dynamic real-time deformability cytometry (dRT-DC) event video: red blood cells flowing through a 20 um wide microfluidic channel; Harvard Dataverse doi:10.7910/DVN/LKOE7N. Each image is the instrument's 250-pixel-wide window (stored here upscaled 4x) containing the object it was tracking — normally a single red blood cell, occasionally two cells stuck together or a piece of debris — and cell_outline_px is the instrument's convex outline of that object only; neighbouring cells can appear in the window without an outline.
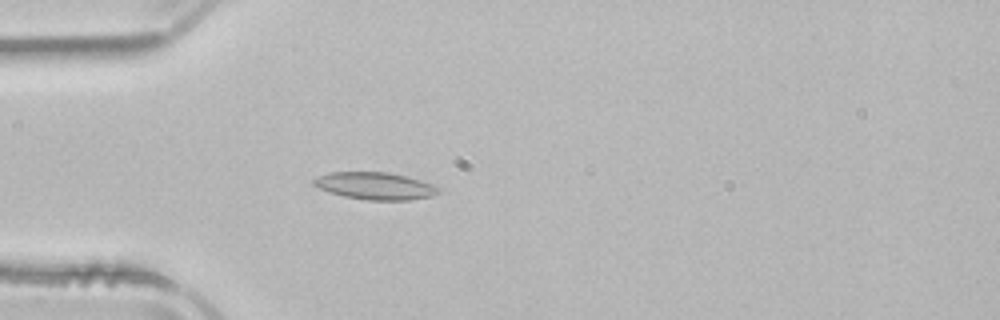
{"species": "common noctule bat (a hibernating species)", "species_latin": "Nyctalus noctula", "temperature_condition": "room temperature", "stored_images_in_passage": 51, "camera_frame_rate_fps": 3000, "um_per_image_px": 0.085, "animal": {"sex": "male", "body_mass_g": 21.5, "forearm_length_mm": 52.0}, "frame": {"image": 1, "passage_image": 14, "time_ms": 4.333, "image_size_px": [1000, 320], "cell_outline_px": [[440, 192], [432, 196], [408, 200], [368, 200], [344, 196], [320, 188], [312, 184], [312, 180], [320, 176], [332, 172], [388, 172], [408, 176], [432, 184]], "centroid_in_image_um": [31.9, 15.8], "position_along_channel_um": 53.1, "area_um2": 19.54}}
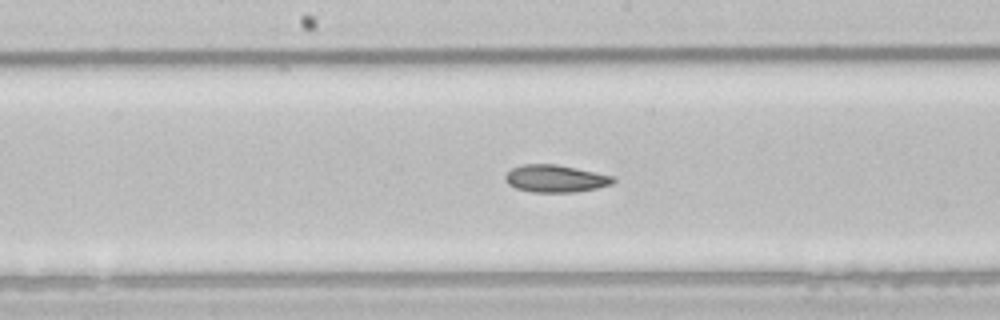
{"frame": {"image": 2, "passage_image": 26, "time_ms": 8.333, "image_size_px": [1000, 320], "cell_outline_px": [[616, 180], [612, 184], [596, 188], [576, 192], [532, 192], [516, 188], [508, 184], [504, 180], [504, 176], [512, 168], [524, 164], [556, 164], [576, 168], [612, 176]], "centroid_in_image_um": [47.19, 15.18], "position_along_channel_um": 201.0, "area_um2": 17.11}}
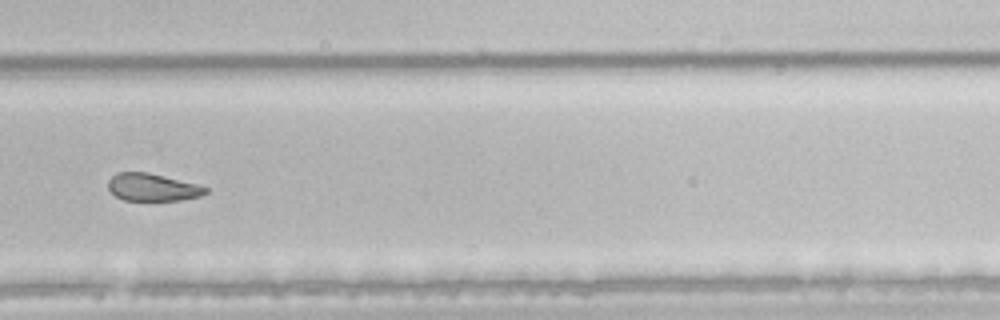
{"frame": {"image": 3, "passage_image": 35, "time_ms": 11.333, "image_size_px": [1000, 320], "cell_outline_px": [[208, 192], [200, 196], [180, 200], [124, 200], [116, 196], [108, 188], [108, 180], [116, 172], [148, 172], [196, 184], [208, 188]], "centroid_in_image_um": [12.94, 15.91], "position_along_channel_um": 316.9, "area_um2": 15.49}, "authors_computed_cell_mechanics": {"area_um2": 18.7272, "velocity_mm_per_s": 3.8838, "shape_relaxation_time_tau1_ms": null, "shape_relaxation_time_tau2_ms": 3.5846, "deformation_change_tau1": null, "deformation_change_tau2": 0.085}}